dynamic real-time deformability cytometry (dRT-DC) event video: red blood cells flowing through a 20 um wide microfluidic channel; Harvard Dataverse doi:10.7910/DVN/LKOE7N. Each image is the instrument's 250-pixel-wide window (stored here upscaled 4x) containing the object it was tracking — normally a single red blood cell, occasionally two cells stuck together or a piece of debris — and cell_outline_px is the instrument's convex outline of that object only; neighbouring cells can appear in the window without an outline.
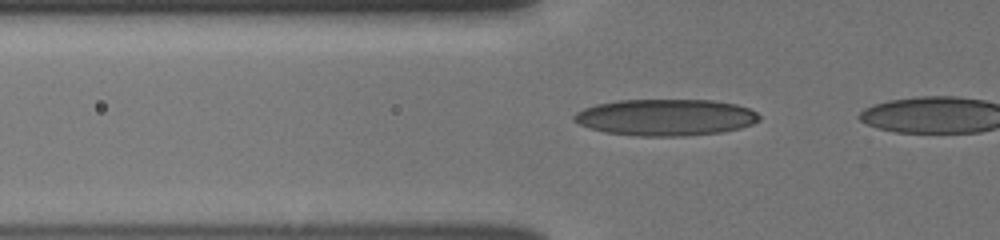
{"species": "human", "species_latin": "Homo sapiens", "temperature_condition": "cold", "stored_images_in_passage": 16, "camera_frame_rate_fps": 3000, "um_per_image_px": 0.085, "donor": {"sex": "male"}, "frame": {"image": 1, "passage_image": 3, "time_ms": 0.667, "image_size_px": [1000, 240], "cell_outline_px": [[760, 120], [752, 124], [740, 128], [720, 132], [684, 136], [640, 136], [604, 132], [580, 124], [572, 120], [572, 116], [576, 112], [584, 108], [596, 104], [616, 100], [712, 100], [736, 104], [748, 108], [756, 112], [760, 116]], "centroid_in_image_um": [56.57, 9.97], "position_along_channel_um": 69.2, "area_um2": 39.48}}
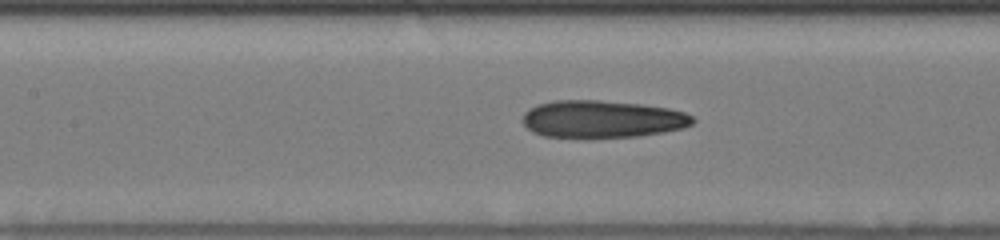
{"frame": {"image": 2, "passage_image": 10, "time_ms": 3.0, "image_size_px": [1000, 240], "cell_outline_px": [[696, 120], [692, 124], [684, 128], [664, 132], [640, 136], [588, 140], [544, 136], [532, 132], [520, 120], [524, 112], [528, 108], [552, 100], [600, 100], [640, 104], [668, 108], [684, 112], [692, 116]], "centroid_in_image_um": [51.15, 10.16], "position_along_channel_um": 156.3, "area_um2": 38.21}}
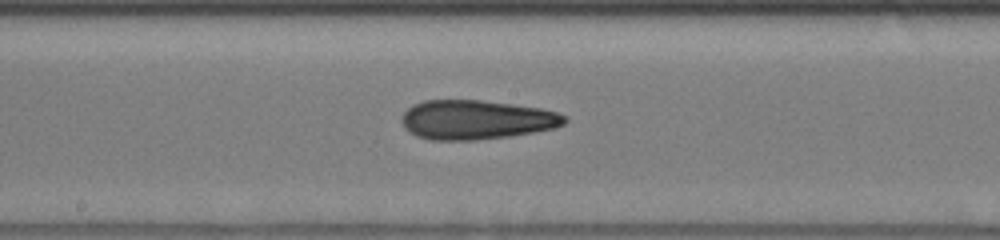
{"frame": {"image": 3, "passage_image": 14, "time_ms": 4.333, "image_size_px": [1000, 240], "cell_outline_px": [[568, 120], [564, 124], [556, 128], [508, 136], [472, 140], [432, 140], [416, 136], [404, 128], [404, 112], [412, 104], [424, 100], [480, 100], [512, 104], [540, 108], [556, 112], [568, 116]], "centroid_in_image_um": [40.51, 10.17], "position_along_channel_um": 207.7, "area_um2": 37.17}}